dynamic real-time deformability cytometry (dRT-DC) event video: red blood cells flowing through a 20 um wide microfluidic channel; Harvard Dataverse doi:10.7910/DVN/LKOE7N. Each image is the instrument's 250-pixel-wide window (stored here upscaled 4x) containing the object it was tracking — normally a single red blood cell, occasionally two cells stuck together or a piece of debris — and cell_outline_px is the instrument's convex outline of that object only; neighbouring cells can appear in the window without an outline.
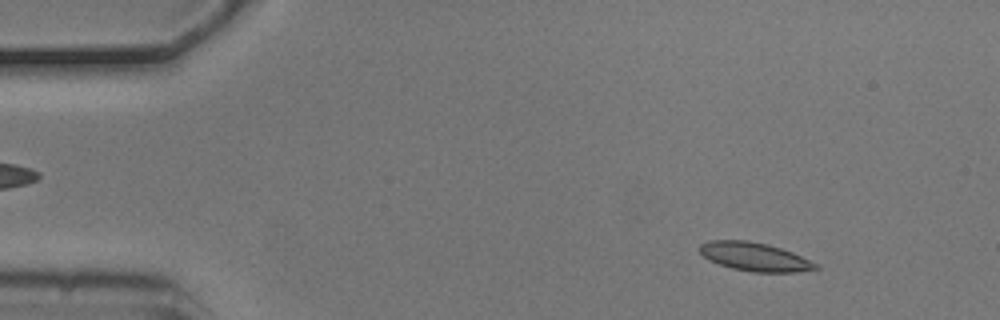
{"species": "common noctule bat (a hibernating species)", "species_latin": "Nyctalus noctula", "temperature_condition": "cold", "stored_images_in_passage": 3, "camera_frame_rate_fps": 3000, "um_per_image_px": 0.085, "animal": {"sex": "male", "body_mass_g": 20.5, "forearm_length_mm": 52.5}, "frame": {"image": 1, "passage_image": 1, "time_ms": 0.0, "image_size_px": [1000, 320], "cell_outline_px": [[820, 268], [796, 272], [752, 272], [732, 268], [708, 260], [700, 252], [700, 244], [708, 240], [748, 240], [768, 244], [792, 252], [816, 264]], "centroid_in_image_um": [64.11, 21.82], "position_along_channel_um": 20.9, "area_um2": 19.13}}
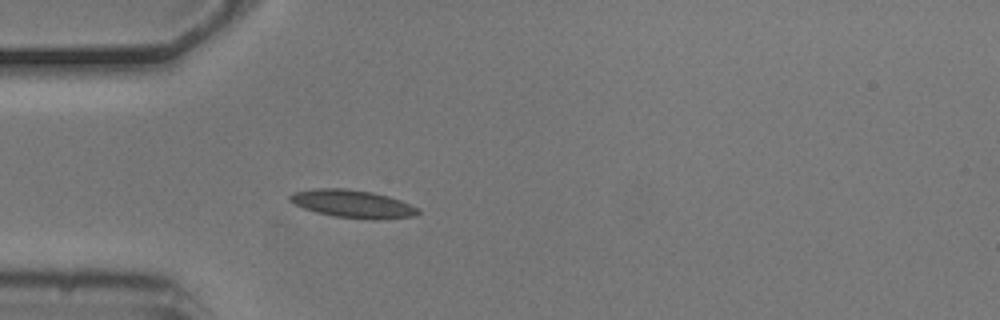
{"frame": {"image": 2, "passage_image": 3, "time_ms": 0.667, "image_size_px": [1000, 320], "cell_outline_px": [[420, 212], [416, 216], [380, 220], [372, 220], [332, 216], [316, 212], [304, 208], [288, 200], [288, 196], [292, 192], [316, 188], [348, 188], [372, 192], [388, 196], [400, 200], [420, 208]], "centroid_in_image_um": [30.0, 17.33], "position_along_channel_um": 55.0, "area_um2": 21.1}}